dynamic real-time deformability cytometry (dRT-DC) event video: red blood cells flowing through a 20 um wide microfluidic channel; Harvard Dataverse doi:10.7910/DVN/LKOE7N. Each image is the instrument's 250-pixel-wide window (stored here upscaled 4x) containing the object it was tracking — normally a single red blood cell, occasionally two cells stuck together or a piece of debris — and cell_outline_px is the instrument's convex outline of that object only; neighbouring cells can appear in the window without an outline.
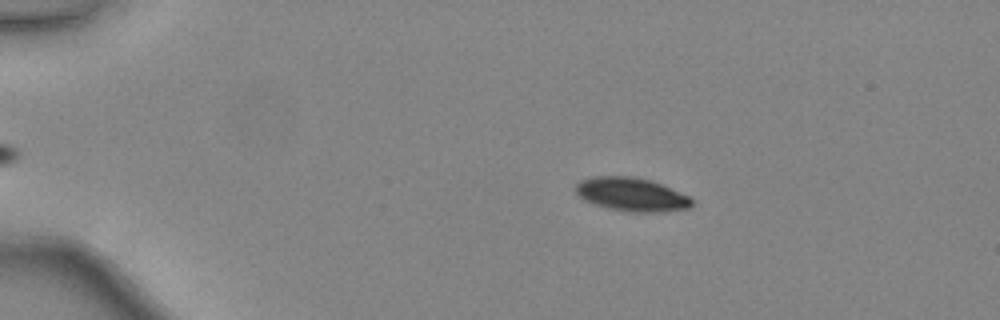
{"species": "common noctule bat (a hibernating species)", "species_latin": "Nyctalus noctula", "temperature_condition": "warm", "stored_images_in_passage": 45, "camera_frame_rate_fps": 3000, "um_per_image_px": 0.085, "animal": {"sex": "female", "body_mass_g": 24.6, "forearm_length_mm": 56.2}, "frame": {"image": 1, "passage_image": 7, "time_ms": 2.0, "image_size_px": [1000, 320], "cell_outline_px": [[692, 204], [688, 208], [668, 212], [628, 212], [608, 208], [584, 200], [576, 192], [576, 184], [580, 180], [596, 176], [632, 176], [652, 180], [692, 196]], "centroid_in_image_um": [53.74, 16.53], "position_along_channel_um": 31.3, "area_um2": 22.95}}
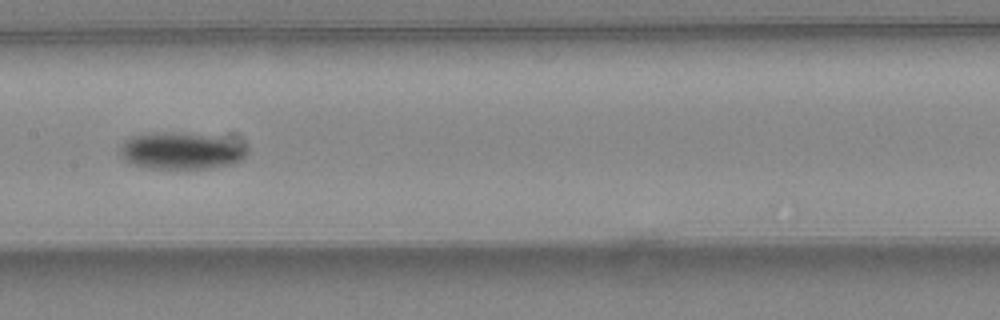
{"frame": {"image": 2, "passage_image": 23, "time_ms": 7.333, "image_size_px": [1000, 320], "cell_outline_px": [[248, 152], [244, 160], [236, 164], [212, 168], [148, 168], [132, 164], [124, 160], [120, 156], [120, 148], [132, 136], [164, 132], [172, 132], [208, 136], [244, 144], [248, 148]], "centroid_in_image_um": [15.44, 12.85], "position_along_channel_um": 192.0, "area_um2": 27.05}}
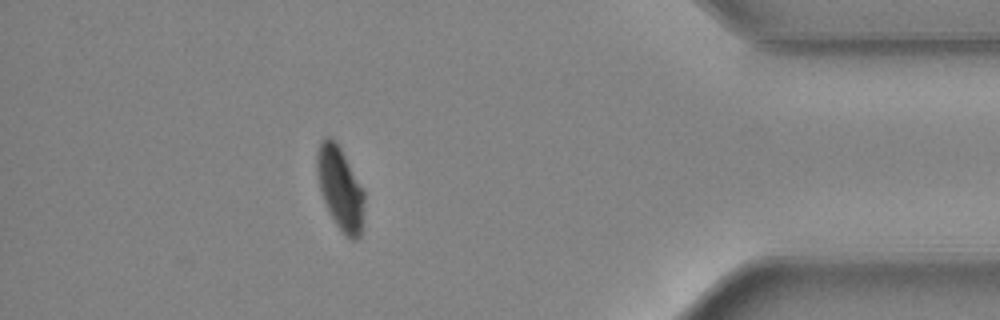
{"frame": {"image": 3, "passage_image": 40, "time_ms": 13.0, "image_size_px": [1000, 320], "cell_outline_px": [[364, 200], [360, 236], [356, 240], [352, 240], [344, 236], [328, 212], [320, 188], [316, 168], [316, 152], [320, 140], [324, 136], [328, 136], [340, 148], [364, 188]], "centroid_in_image_um": [28.91, 16.01], "position_along_channel_um": 406.3, "area_um2": 22.89}, "authors_computed_cell_mechanics": {"area_um2": 24.3338, "velocity_mm_per_s": 4.457, "shape_relaxation_time_tau1_ms": 2.6619, "shape_relaxation_time_tau2_ms": null, "deformation_change_tau1": 0.1225, "deformation_change_tau2": null}}